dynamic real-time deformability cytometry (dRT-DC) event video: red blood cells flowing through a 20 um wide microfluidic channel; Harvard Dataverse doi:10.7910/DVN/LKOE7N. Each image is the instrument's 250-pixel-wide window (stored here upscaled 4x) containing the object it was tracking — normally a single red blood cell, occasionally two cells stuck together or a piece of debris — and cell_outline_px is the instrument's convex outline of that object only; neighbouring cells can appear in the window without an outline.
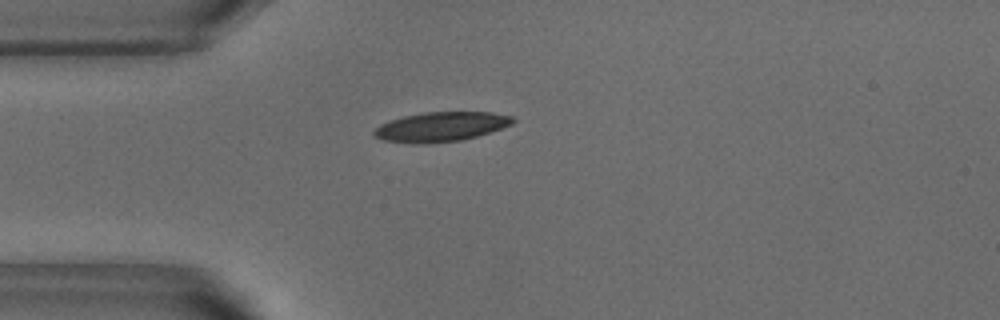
{"species": "common noctule bat (a hibernating species)", "species_latin": "Nyctalus noctula", "temperature_condition": "warm", "stored_images_in_passage": 40, "camera_frame_rate_fps": 3000, "um_per_image_px": 0.085, "animal": {"sex": "male", "body_mass_g": 18.8}, "frame": {"image": 1, "passage_image": 1, "time_ms": 0.0, "image_size_px": [1000, 320], "cell_outline_px": [[516, 120], [512, 124], [476, 136], [460, 140], [428, 144], [412, 144], [384, 140], [376, 136], [372, 132], [380, 124], [404, 116], [424, 112], [492, 112], [512, 116]], "centroid_in_image_um": [37.47, 10.77], "position_along_channel_um": 47.5, "area_um2": 23.76}}
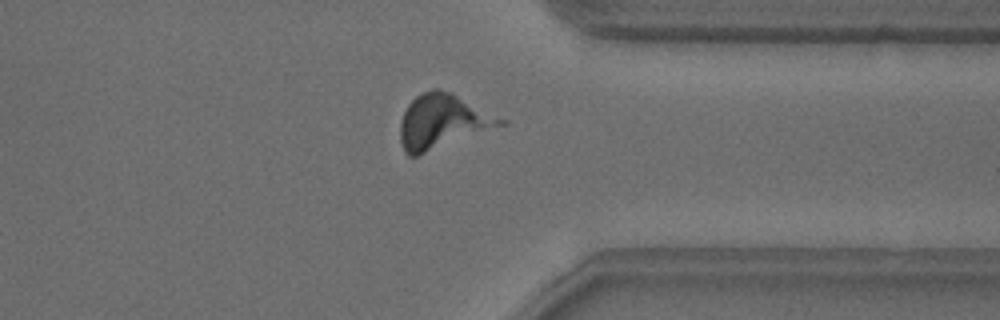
{"frame": {"image": 2, "passage_image": 28, "time_ms": 9.0, "image_size_px": [1000, 320], "cell_outline_px": [[484, 124], [416, 156], [408, 156], [404, 152], [400, 140], [400, 124], [404, 112], [408, 104], [420, 92], [432, 88], [436, 88], [452, 92], [484, 120]], "centroid_in_image_um": [36.98, 10.28], "position_along_channel_um": 374.4, "area_um2": 26.18}}
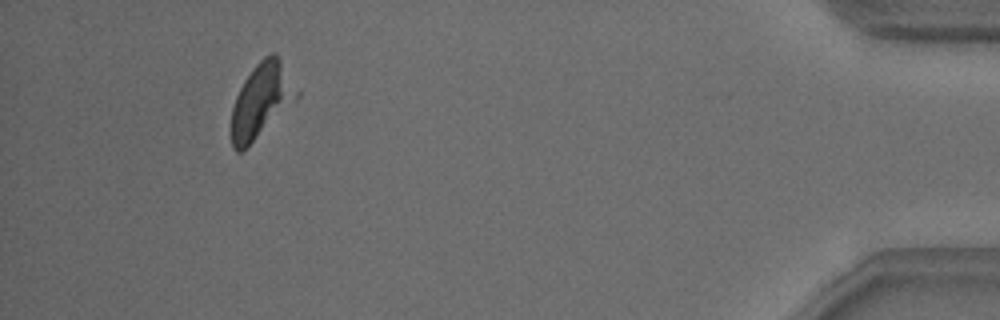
{"frame": {"image": 3, "passage_image": 36, "time_ms": 11.667, "image_size_px": [1000, 320], "cell_outline_px": [[300, 96], [296, 100], [240, 152], [236, 152], [232, 148], [232, 108], [236, 96], [244, 80], [252, 68], [264, 56], [272, 52], [276, 52], [300, 92]], "centroid_in_image_um": [22.23, 8.49], "position_along_channel_um": 413.0, "area_um2": 27.74}, "authors_computed_cell_mechanics": {"area_um2": 25.6921, "velocity_mm_per_s": 3.8287, "shape_relaxation_time_tau1_ms": 3.4282, "shape_relaxation_time_tau2_ms": 1.7552, "deformation_change_tau1": 0.1015, "deformation_change_tau2": 0.1117}}